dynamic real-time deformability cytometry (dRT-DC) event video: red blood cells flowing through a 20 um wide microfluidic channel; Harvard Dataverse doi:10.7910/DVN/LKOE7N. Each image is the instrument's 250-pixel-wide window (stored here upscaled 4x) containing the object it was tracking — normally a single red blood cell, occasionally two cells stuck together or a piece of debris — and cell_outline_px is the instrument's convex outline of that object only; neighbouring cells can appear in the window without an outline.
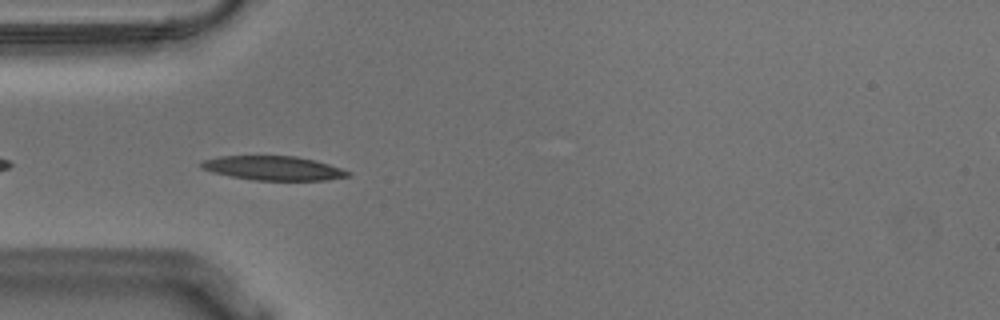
{"species": "Egyptian fruit bat (a non-hibernating species)", "species_latin": "Rousettus aegyptiacus", "temperature_condition": "warm", "stored_images_in_passage": 9, "camera_frame_rate_fps": 3000, "um_per_image_px": 0.085, "animal": {"sex": "male"}, "frame": {"image": 1, "passage_image": 3, "time_ms": 0.667, "image_size_px": [1000, 320], "cell_outline_px": [[352, 176], [324, 180], [252, 180], [212, 172], [200, 168], [200, 164], [204, 160], [220, 156], [296, 156], [328, 164], [352, 172]], "centroid_in_image_um": [23.24, 14.29], "position_along_channel_um": 61.8, "area_um2": 20.52}}
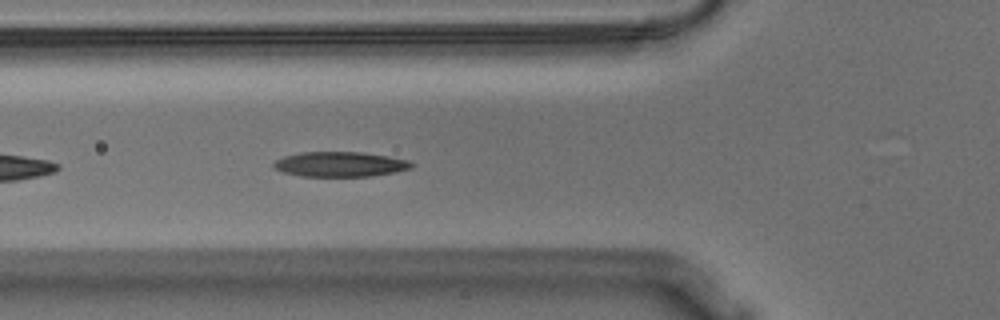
{"frame": {"image": 2, "passage_image": 6, "time_ms": 1.667, "image_size_px": [1000, 320], "cell_outline_px": [[412, 168], [396, 172], [372, 176], [300, 176], [284, 172], [272, 168], [272, 164], [276, 160], [284, 156], [300, 152], [364, 152], [388, 156], [408, 160], [412, 164]], "centroid_in_image_um": [28.89, 13.96], "position_along_channel_um": 96.9, "area_um2": 20.11}}